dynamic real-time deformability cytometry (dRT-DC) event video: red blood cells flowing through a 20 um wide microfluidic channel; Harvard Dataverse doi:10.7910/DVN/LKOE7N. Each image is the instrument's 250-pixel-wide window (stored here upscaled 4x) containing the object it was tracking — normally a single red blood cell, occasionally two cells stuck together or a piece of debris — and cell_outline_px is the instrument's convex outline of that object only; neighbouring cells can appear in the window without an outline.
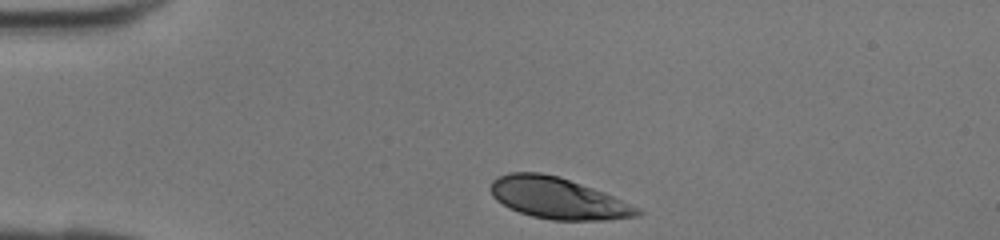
{"species": "human", "species_latin": "Homo sapiens", "temperature_condition": "room temperature", "stored_images_in_passage": 27, "camera_frame_rate_fps": 3000, "um_per_image_px": 0.085, "donor": {"sex": "female"}, "frame": {"image": 1, "passage_image": 1, "time_ms": 0.0, "image_size_px": [1000, 240], "cell_outline_px": [[644, 212], [640, 216], [608, 220], [552, 220], [532, 216], [508, 208], [496, 200], [492, 196], [488, 188], [492, 180], [508, 172], [540, 172], [560, 176], [604, 192], [640, 208]], "centroid_in_image_um": [47.41, 16.84], "position_along_channel_um": 37.6, "area_um2": 35.66}}
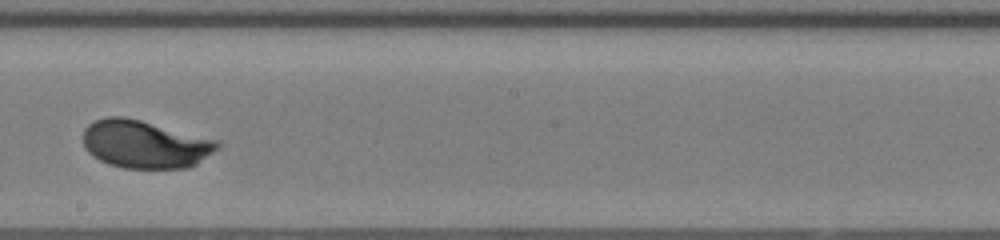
{"frame": {"image": 2, "passage_image": 16, "time_ms": 5.0, "image_size_px": [1000, 240], "cell_outline_px": [[220, 148], [196, 164], [188, 168], [124, 168], [108, 164], [92, 156], [84, 148], [84, 128], [88, 124], [96, 120], [108, 116], [124, 116], [140, 120], [216, 140], [220, 144]], "centroid_in_image_um": [12.29, 12.27], "position_along_channel_um": 235.9, "area_um2": 37.34}}
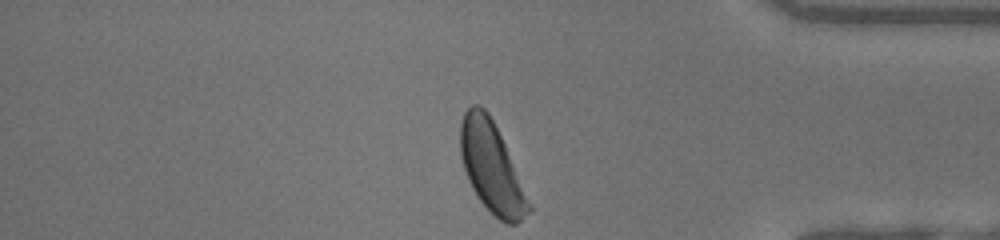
{"frame": {"image": 3, "passage_image": 27, "time_ms": 8.667, "image_size_px": [1000, 240], "cell_outline_px": [[532, 212], [516, 224], [504, 224], [476, 196], [468, 180], [460, 156], [460, 124], [464, 112], [472, 104], [480, 104], [488, 112], [504, 144], [532, 204]], "centroid_in_image_um": [41.79, 14.25], "position_along_channel_um": 393.4, "area_um2": 35.78}}